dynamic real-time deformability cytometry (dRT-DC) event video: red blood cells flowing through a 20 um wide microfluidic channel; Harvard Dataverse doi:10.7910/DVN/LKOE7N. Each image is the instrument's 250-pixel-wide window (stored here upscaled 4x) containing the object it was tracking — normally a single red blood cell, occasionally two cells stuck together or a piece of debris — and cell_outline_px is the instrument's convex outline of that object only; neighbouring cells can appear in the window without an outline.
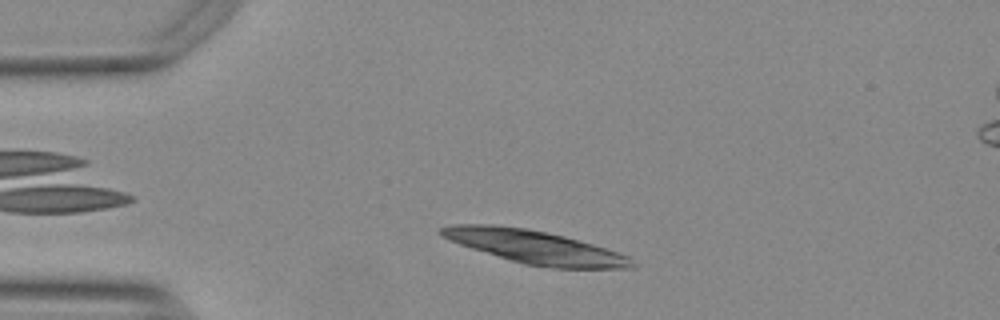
{"species": "Egyptian fruit bat (a non-hibernating species)", "species_latin": "Rousettus aegyptiacus", "temperature_condition": "warm", "stored_images_in_passage": 39, "camera_frame_rate_fps": 3000, "um_per_image_px": 0.085, "animal": {"sex": "female"}, "frame": {"image": 1, "passage_image": 5, "time_ms": 1.333, "image_size_px": [1000, 320], "cell_outline_px": [[636, 264], [632, 268], [552, 268], [524, 264], [472, 248], [460, 244], [440, 236], [436, 232], [440, 228], [452, 224], [492, 224], [524, 228], [564, 236], [592, 244], [628, 256]], "centroid_in_image_um": [45.42, 20.99], "position_along_channel_um": 39.6, "area_um2": 36.47}}